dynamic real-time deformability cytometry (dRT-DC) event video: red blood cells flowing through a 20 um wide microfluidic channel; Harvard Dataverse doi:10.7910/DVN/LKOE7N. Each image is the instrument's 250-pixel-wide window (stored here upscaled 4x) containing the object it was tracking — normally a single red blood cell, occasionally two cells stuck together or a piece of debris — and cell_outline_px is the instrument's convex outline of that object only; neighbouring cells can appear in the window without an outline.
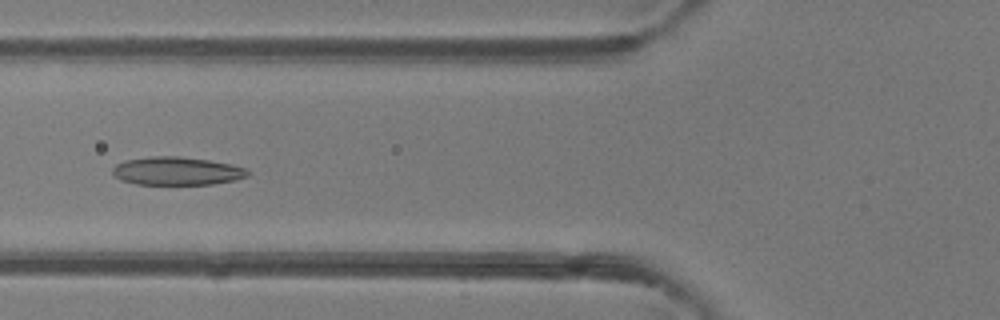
{"species": "common noctule bat (a hibernating species)", "species_latin": "Nyctalus noctula", "temperature_condition": "room temperature", "stored_images_in_passage": 34, "camera_frame_rate_fps": 3000, "um_per_image_px": 0.085, "animal": {"sex": "female"}, "frame": {"image": 1, "passage_image": 4, "time_ms": 1.0, "image_size_px": [1000, 320], "cell_outline_px": [[248, 176], [236, 180], [212, 184], [136, 184], [120, 180], [112, 172], [112, 168], [116, 164], [124, 160], [152, 156], [180, 156], [208, 160], [232, 164], [244, 168], [248, 172]], "centroid_in_image_um": [15.01, 14.53], "position_along_channel_um": 110.8, "area_um2": 22.2}}
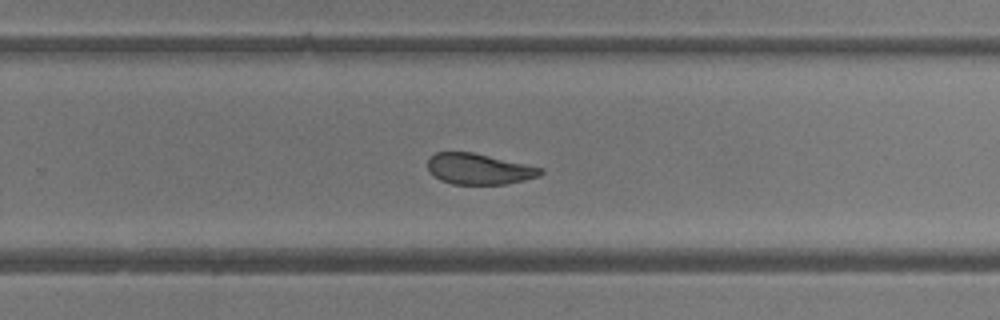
{"frame": {"image": 2, "passage_image": 17, "time_ms": 5.333, "image_size_px": [1000, 320], "cell_outline_px": [[544, 172], [540, 176], [508, 184], [452, 184], [440, 180], [432, 176], [428, 172], [428, 160], [436, 152], [472, 152], [544, 168]], "centroid_in_image_um": [40.71, 14.37], "position_along_channel_um": 289.1, "area_um2": 20.4}}
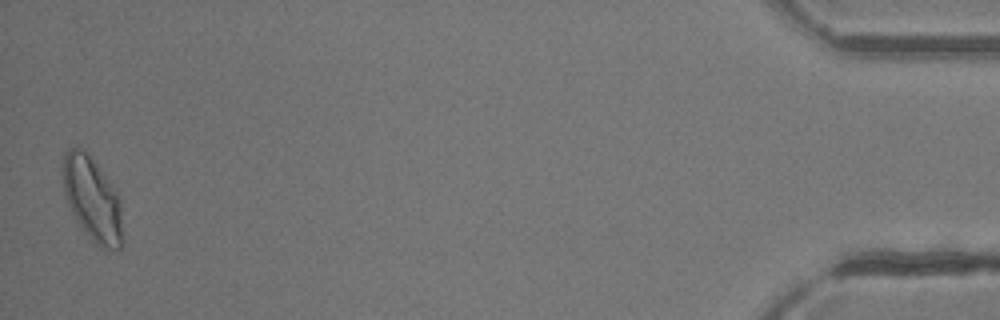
{"frame": {"image": 3, "passage_image": 34, "time_ms": 11.0, "image_size_px": [1000, 320], "cell_outline_px": [[124, 244], [116, 252], [112, 252], [100, 248], [88, 236], [72, 212], [68, 204], [64, 192], [64, 152], [68, 148], [76, 148], [84, 152], [92, 160], [120, 196]], "centroid_in_image_um": [7.91, 17.05], "position_along_channel_um": 427.3, "area_um2": 28.96}, "authors_computed_cell_mechanics": {"area_um2": 22.0218, "velocity_mm_per_s": 4.118, "shape_relaxation_time_tau1_ms": null, "shape_relaxation_time_tau2_ms": 2.2971, "deformation_change_tau1": null, "deformation_change_tau2": 0.0742}}